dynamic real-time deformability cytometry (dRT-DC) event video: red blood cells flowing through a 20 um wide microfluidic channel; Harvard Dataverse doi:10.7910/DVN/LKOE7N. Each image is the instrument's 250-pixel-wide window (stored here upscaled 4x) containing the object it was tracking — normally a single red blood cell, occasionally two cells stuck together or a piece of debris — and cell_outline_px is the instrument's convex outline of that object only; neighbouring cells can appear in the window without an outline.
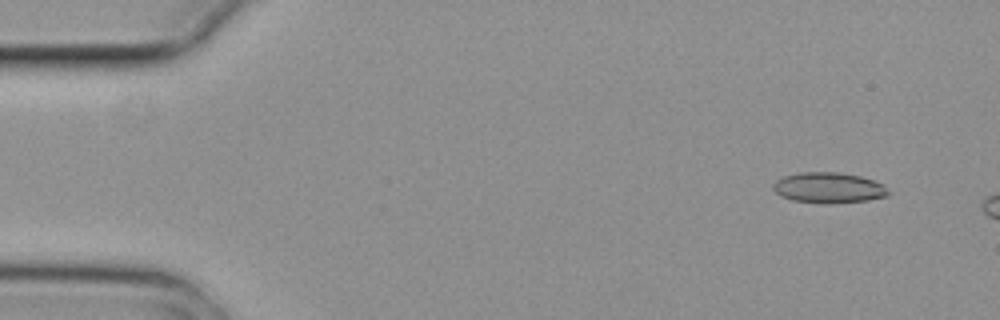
{"species": "common noctule bat (a hibernating species)", "species_latin": "Nyctalus noctula", "temperature_condition": "cold", "stored_images_in_passage": 3, "camera_frame_rate_fps": 3000, "um_per_image_px": 0.085, "animal": {"sex": "female", "body_mass_g": 29.2, "forearm_length_mm": 56.3}, "frame": {"image": 1, "passage_image": 1, "time_ms": 0.0, "image_size_px": [1000, 320], "cell_outline_px": [[888, 196], [868, 200], [828, 204], [824, 204], [792, 200], [780, 196], [772, 188], [772, 184], [776, 180], [784, 176], [800, 172], [836, 172], [860, 176], [884, 184], [888, 192]], "centroid_in_image_um": [70.41, 15.96], "position_along_channel_um": 14.6, "area_um2": 20.63}}